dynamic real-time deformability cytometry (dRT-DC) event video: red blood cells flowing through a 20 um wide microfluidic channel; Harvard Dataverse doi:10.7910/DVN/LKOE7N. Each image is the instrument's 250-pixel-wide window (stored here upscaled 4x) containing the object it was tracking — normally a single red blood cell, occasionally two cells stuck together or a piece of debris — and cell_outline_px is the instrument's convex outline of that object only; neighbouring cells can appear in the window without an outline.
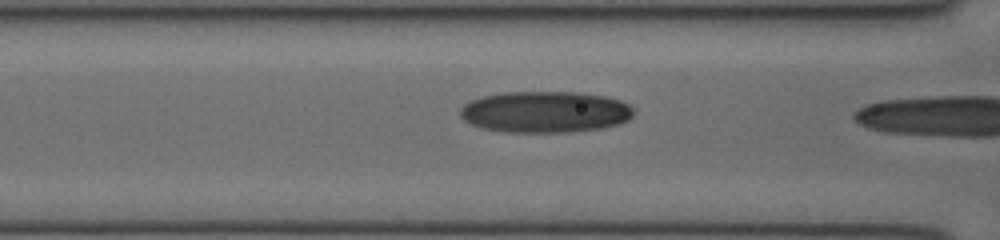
{"species": "human", "species_latin": "Homo sapiens", "temperature_condition": "cold", "stored_images_in_passage": 4, "camera_frame_rate_fps": 3000, "um_per_image_px": 0.085, "donor": {"sex": "female"}, "frame": {"image": 1, "passage_image": 3, "time_ms": 0.667, "image_size_px": [1000, 240], "cell_outline_px": [[632, 116], [628, 120], [620, 124], [600, 128], [568, 132], [508, 132], [484, 128], [472, 124], [464, 120], [460, 116], [460, 108], [464, 104], [472, 100], [484, 96], [500, 92], [580, 92], [604, 96], [620, 100], [628, 104], [632, 108]], "centroid_in_image_um": [46.33, 9.51], "position_along_channel_um": 120.3, "area_um2": 41.79}}